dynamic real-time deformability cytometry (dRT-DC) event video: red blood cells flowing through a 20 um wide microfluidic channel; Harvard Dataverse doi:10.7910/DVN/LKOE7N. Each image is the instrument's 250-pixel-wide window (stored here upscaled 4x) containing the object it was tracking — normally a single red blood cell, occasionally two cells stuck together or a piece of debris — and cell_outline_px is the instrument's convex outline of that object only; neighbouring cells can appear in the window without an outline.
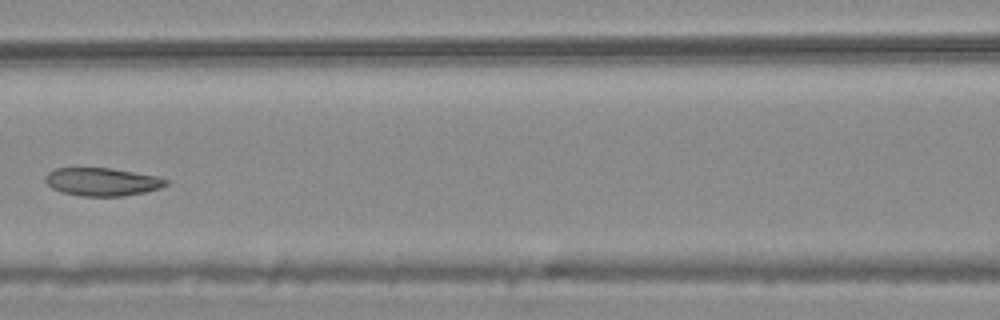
{"species": "common noctule bat (a hibernating species)", "species_latin": "Nyctalus noctula", "temperature_condition": "warm", "stored_images_in_passage": 4, "camera_frame_rate_fps": 3000, "um_per_image_px": 0.085, "animal": {"sex": "male", "body_mass_g": 20.4}, "frame": {"image": 1, "passage_image": 3, "time_ms": 0.667, "image_size_px": [1000, 320], "cell_outline_px": [[168, 184], [160, 188], [144, 192], [120, 196], [80, 196], [60, 192], [52, 188], [44, 180], [44, 176], [48, 172], [56, 168], [112, 168], [156, 176], [168, 180]], "centroid_in_image_um": [8.65, 15.45], "position_along_channel_um": 158.0, "area_um2": 19.71}}
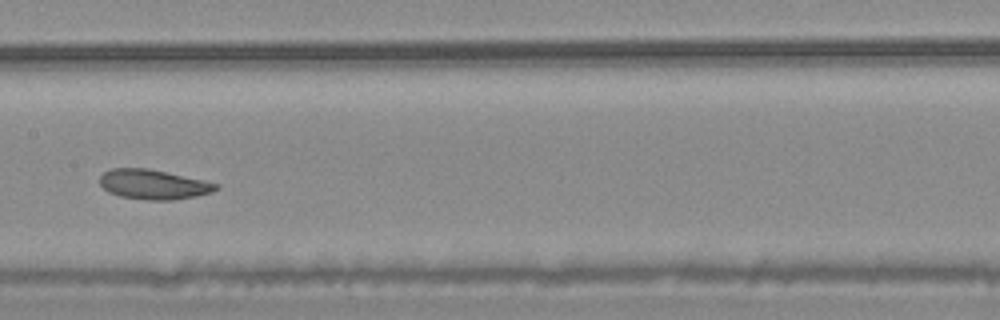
{"frame": {"image": 2, "passage_image": 4, "time_ms": 1.0, "image_size_px": [1000, 320], "cell_outline_px": [[220, 188], [212, 192], [196, 196], [172, 200], [148, 200], [120, 196], [108, 192], [100, 184], [100, 176], [104, 172], [112, 168], [148, 168], [204, 180], [220, 184]], "centroid_in_image_um": [13.06, 15.67], "position_along_channel_um": 194.3, "area_um2": 20.17}}